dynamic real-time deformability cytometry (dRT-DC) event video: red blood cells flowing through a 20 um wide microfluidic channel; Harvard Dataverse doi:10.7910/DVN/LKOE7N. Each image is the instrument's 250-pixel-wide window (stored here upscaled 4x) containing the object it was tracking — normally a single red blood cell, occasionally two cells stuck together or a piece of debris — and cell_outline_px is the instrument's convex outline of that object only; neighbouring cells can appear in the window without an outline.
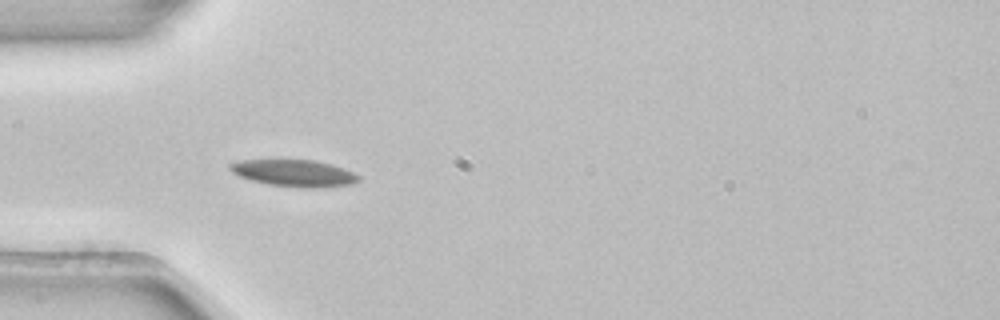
{"species": "common noctule bat (a hibernating species)", "species_latin": "Nyctalus noctula", "temperature_condition": "room temperature", "stored_images_in_passage": 5, "camera_frame_rate_fps": 3000, "um_per_image_px": 0.085, "animal": {"sex": "female", "body_mass_g": 22.7, "forearm_length_mm": 54.2}, "frame": {"image": 1, "passage_image": 5, "time_ms": 1.333, "image_size_px": [1000, 320], "cell_outline_px": [[360, 180], [352, 184], [320, 188], [300, 188], [268, 184], [252, 180], [240, 176], [232, 172], [228, 168], [228, 164], [240, 160], [280, 156], [316, 160], [332, 164], [344, 168], [360, 176]], "centroid_in_image_um": [24.96, 14.65], "position_along_channel_um": 60.0, "area_um2": 21.33}}